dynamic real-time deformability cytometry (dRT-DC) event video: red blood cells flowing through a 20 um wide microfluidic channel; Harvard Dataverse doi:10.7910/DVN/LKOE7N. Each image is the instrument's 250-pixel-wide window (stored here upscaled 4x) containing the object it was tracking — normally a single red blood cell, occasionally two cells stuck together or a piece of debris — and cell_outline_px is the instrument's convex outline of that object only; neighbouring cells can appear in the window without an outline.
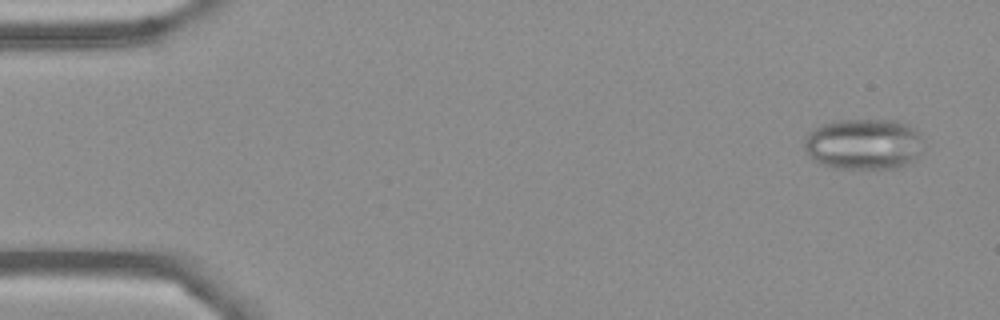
{"species": "Egyptian fruit bat (a non-hibernating species)", "species_latin": "Rousettus aegyptiacus", "temperature_condition": "cold", "stored_images_in_passage": 4, "camera_frame_rate_fps": 3000, "um_per_image_px": 0.085, "frame": {"image": 1, "passage_image": 1, "time_ms": 0.0, "image_size_px": [1000, 320], "cell_outline_px": [[928, 144], [924, 152], [916, 160], [900, 168], [832, 168], [820, 164], [812, 160], [808, 156], [804, 148], [804, 136], [808, 132], [820, 124], [836, 120], [896, 120], [908, 124], [920, 132]], "centroid_in_image_um": [73.48, 12.25], "position_along_channel_um": 11.5, "area_um2": 36.76}}